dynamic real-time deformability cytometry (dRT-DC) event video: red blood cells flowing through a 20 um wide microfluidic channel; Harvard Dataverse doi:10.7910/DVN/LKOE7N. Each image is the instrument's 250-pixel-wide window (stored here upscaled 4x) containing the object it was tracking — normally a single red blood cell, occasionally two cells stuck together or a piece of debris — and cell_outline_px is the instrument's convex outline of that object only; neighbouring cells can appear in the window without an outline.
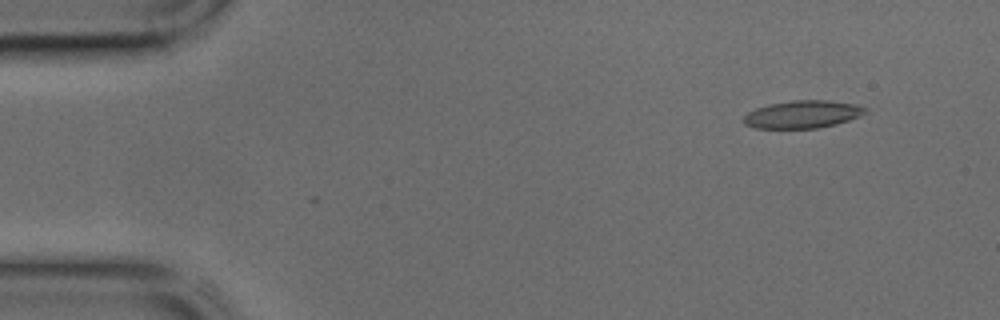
{"species": "common noctule bat (a hibernating species)", "species_latin": "Nyctalus noctula", "temperature_condition": "cold", "stored_images_in_passage": 42, "camera_frame_rate_fps": 3000, "um_per_image_px": 0.085, "animal": {"sex": "male", "body_mass_g": 17.9, "forearm_length_mm": 54.2}, "frame": {"image": 1, "passage_image": 3, "time_ms": 0.667, "image_size_px": [1000, 320], "cell_outline_px": [[868, 112], [860, 116], [836, 124], [816, 128], [756, 128], [744, 124], [744, 116], [748, 112], [756, 108], [768, 104], [792, 100], [828, 100], [856, 104], [868, 108]], "centroid_in_image_um": [68.24, 9.71], "position_along_channel_um": 16.8, "area_um2": 19.65}}
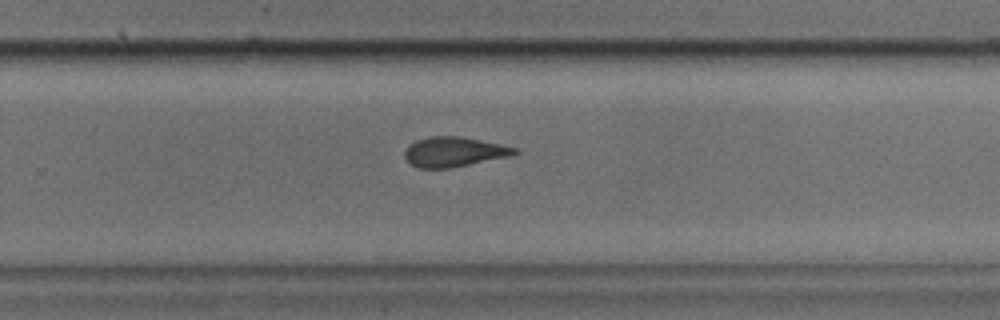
{"frame": {"image": 2, "passage_image": 27, "time_ms": 8.667, "image_size_px": [1000, 320], "cell_outline_px": [[520, 152], [512, 156], [452, 168], [416, 168], [404, 156], [404, 152], [416, 140], [432, 136], [460, 136], [500, 144], [516, 148]], "centroid_in_image_um": [38.63, 12.92], "position_along_channel_um": 291.2, "area_um2": 19.07}}
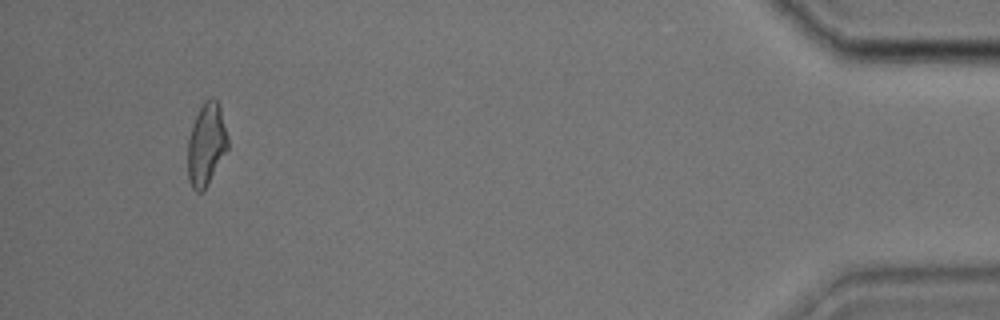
{"frame": {"image": 3, "passage_image": 40, "time_ms": 13.0, "image_size_px": [1000, 320], "cell_outline_px": [[228, 148], [204, 192], [196, 192], [192, 188], [188, 180], [188, 140], [196, 116], [204, 100], [212, 96], [216, 100], [220, 108], [228, 136]], "centroid_in_image_um": [17.54, 12.31], "position_along_channel_um": 417.7, "area_um2": 19.19}}